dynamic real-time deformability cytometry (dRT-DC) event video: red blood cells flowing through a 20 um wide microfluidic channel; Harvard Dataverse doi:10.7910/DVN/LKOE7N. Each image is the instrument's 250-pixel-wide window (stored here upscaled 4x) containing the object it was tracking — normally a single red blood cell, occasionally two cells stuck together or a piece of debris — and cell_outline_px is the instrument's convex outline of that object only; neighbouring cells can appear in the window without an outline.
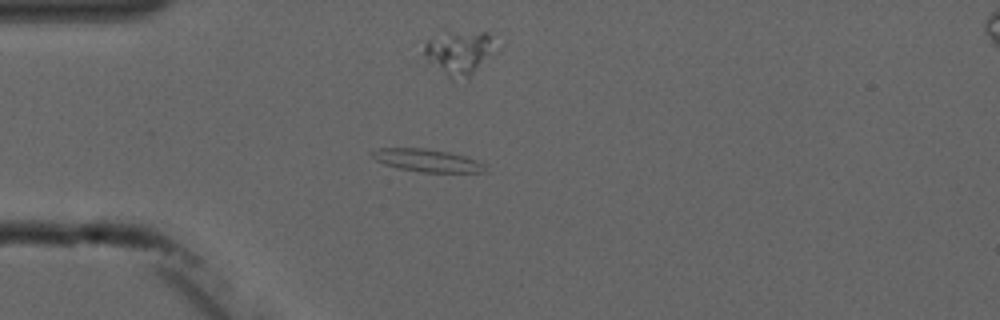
{"species": "common noctule bat (a hibernating species)", "species_latin": "Nyctalus noctula", "temperature_condition": "cold", "stored_images_in_passage": 8, "camera_frame_rate_fps": 3000, "um_per_image_px": 0.085, "animal": {"sex": "male", "forearm_length_mm": 52.5}, "frame": {"image": 1, "passage_image": 3, "time_ms": 2.333, "image_size_px": [1000, 320], "cell_outline_px": [[484, 172], [420, 172], [396, 168], [384, 164], [376, 160], [368, 152], [376, 148], [424, 148], [448, 152], [464, 156], [476, 160], [484, 164]], "centroid_in_image_um": [36.22, 13.63], "position_along_channel_um": 48.8, "area_um2": 14.91}}
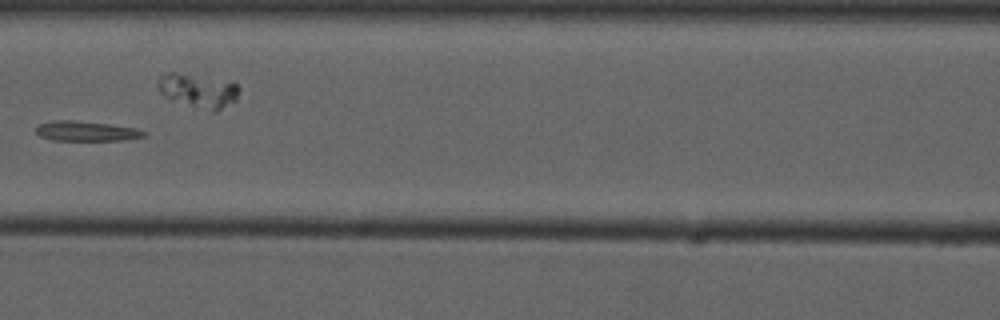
{"frame": {"image": 2, "passage_image": 6, "time_ms": 5.667, "image_size_px": [1000, 320], "cell_outline_px": [[148, 136], [124, 140], [52, 140], [40, 136], [36, 132], [36, 128], [40, 124], [56, 120], [72, 120], [108, 124], [136, 128], [148, 132]], "centroid_in_image_um": [7.39, 11.15], "position_along_channel_um": 159.2, "area_um2": 12.48}}
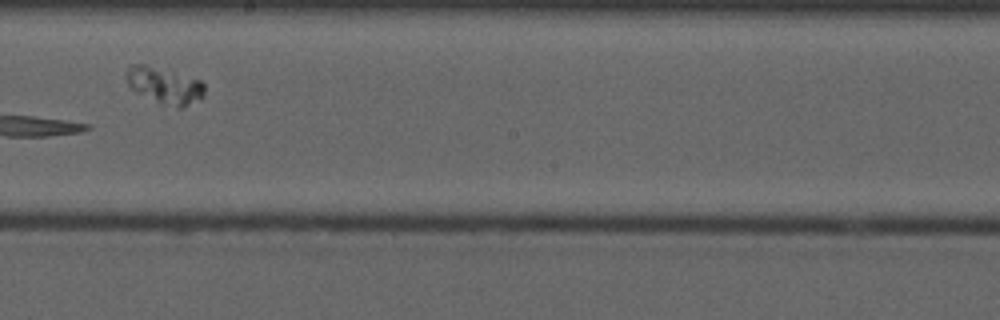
{"frame": {"image": 3, "passage_image": 8, "time_ms": 8.0, "image_size_px": [1000, 320], "cell_outline_px": [[204, 96], [200, 100], [180, 108], [176, 108], [160, 104], [136, 92], [128, 84], [128, 64], [144, 64], [200, 80], [204, 84]], "centroid_in_image_um": [14.01, 7.3], "position_along_channel_um": 234.2, "area_um2": 16.42}}